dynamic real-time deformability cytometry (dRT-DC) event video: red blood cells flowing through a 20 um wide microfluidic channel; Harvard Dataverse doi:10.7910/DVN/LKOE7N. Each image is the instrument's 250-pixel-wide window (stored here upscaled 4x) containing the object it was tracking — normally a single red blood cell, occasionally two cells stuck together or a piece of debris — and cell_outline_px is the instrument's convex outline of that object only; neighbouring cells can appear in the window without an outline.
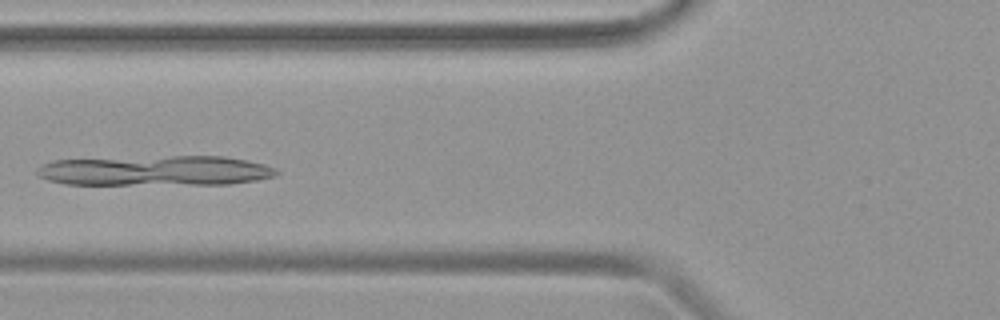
{"species": "common noctule bat (a hibernating species)", "species_latin": "Nyctalus noctula", "temperature_condition": "warm", "stored_images_in_passage": 37, "camera_frame_rate_fps": 3000, "um_per_image_px": 0.085, "animal": {"sex": "female", "body_mass_g": 19.9}, "frame": {"image": 1, "passage_image": 7, "time_ms": 2.0, "image_size_px": [1000, 320], "cell_outline_px": [[280, 172], [276, 176], [256, 180], [228, 184], [64, 184], [48, 180], [40, 176], [36, 172], [36, 168], [52, 160], [172, 156], [224, 156], [248, 160], [264, 164], [276, 168]], "centroid_in_image_um": [13.25, 14.5], "position_along_channel_um": 112.5, "area_um2": 41.96}}
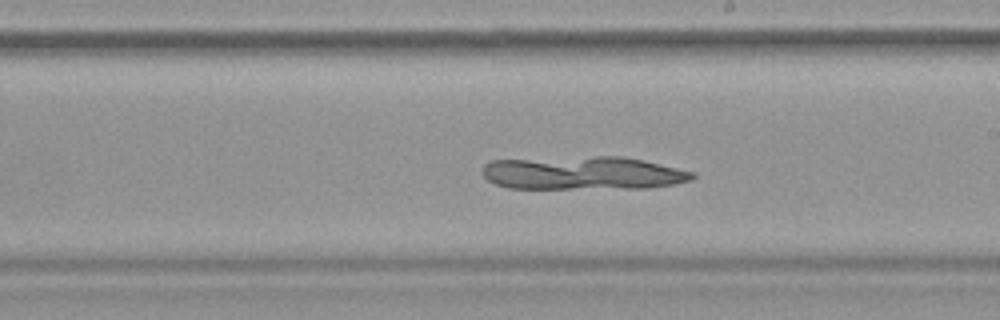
{"frame": {"image": 2, "passage_image": 16, "time_ms": 5.0, "image_size_px": [1000, 320], "cell_outline_px": [[696, 176], [692, 180], [672, 184], [648, 188], [508, 188], [496, 184], [488, 180], [484, 176], [484, 164], [492, 160], [596, 156], [620, 156], [644, 160], [696, 172]], "centroid_in_image_um": [49.6, 14.71], "position_along_channel_um": 239.4, "area_um2": 40.75}}
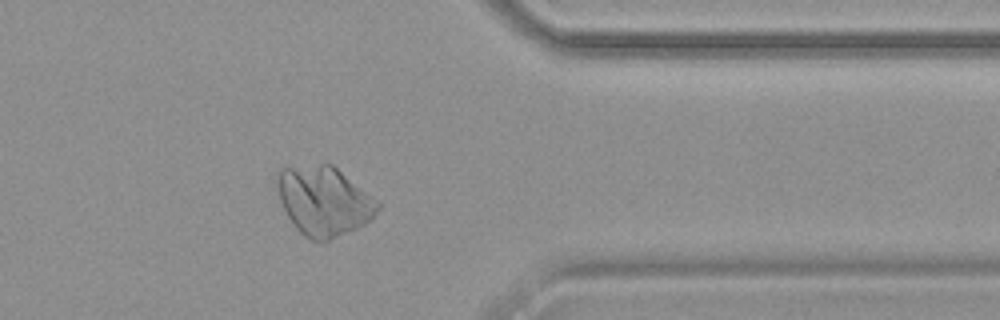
{"frame": {"image": 3, "passage_image": 27, "time_ms": 8.667, "image_size_px": [1000, 320], "cell_outline_px": [[380, 208], [364, 224], [324, 244], [308, 240], [292, 224], [280, 200], [276, 184], [276, 176], [280, 168], [320, 164], [332, 164], [380, 200]], "centroid_in_image_um": [27.54, 17.1], "position_along_channel_um": 383.9, "area_um2": 41.04}}